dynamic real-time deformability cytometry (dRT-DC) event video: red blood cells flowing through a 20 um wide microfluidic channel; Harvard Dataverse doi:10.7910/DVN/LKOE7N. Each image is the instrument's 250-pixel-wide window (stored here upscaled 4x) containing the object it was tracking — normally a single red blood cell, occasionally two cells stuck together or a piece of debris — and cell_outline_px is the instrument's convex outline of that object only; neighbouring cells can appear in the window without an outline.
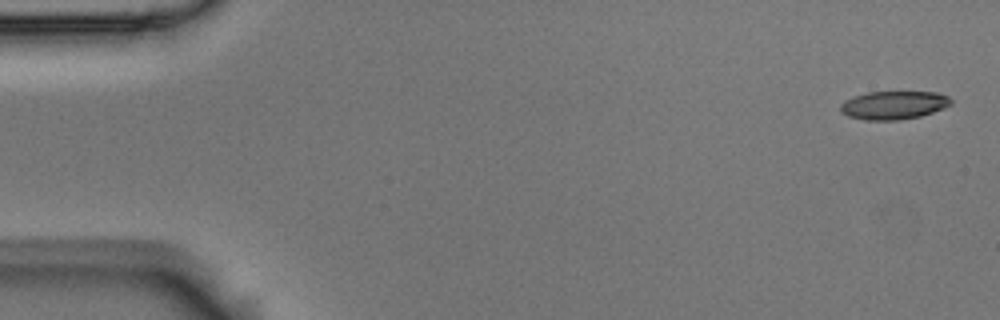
{"species": "Egyptian fruit bat (a non-hibernating species)", "species_latin": "Rousettus aegyptiacus", "temperature_condition": "room temperature", "stored_images_in_passage": 3, "camera_frame_rate_fps": 3000, "um_per_image_px": 0.085, "animal": {"sex": "male"}, "frame": {"image": 1, "passage_image": 1, "time_ms": 0.0, "image_size_px": [1000, 320], "cell_outline_px": [[952, 104], [944, 108], [920, 116], [900, 120], [864, 120], [848, 116], [840, 112], [840, 104], [844, 100], [852, 96], [868, 92], [936, 92], [948, 96], [952, 100]], "centroid_in_image_um": [75.94, 8.94], "position_along_channel_um": 9.1, "area_um2": 18.38}}